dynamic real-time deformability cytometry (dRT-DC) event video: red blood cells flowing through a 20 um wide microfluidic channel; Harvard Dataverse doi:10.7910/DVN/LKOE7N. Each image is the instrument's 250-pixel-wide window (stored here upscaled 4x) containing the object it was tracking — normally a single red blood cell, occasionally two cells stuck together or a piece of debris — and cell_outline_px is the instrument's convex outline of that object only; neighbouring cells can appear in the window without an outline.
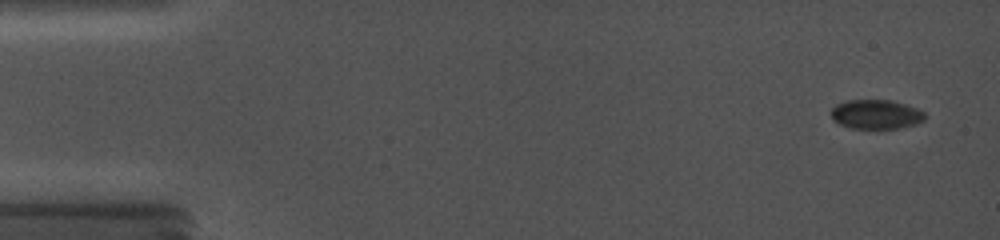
{"species": "common noctule bat (a hibernating species)", "species_latin": "Nyctalus noctula", "temperature_condition": "cold", "stored_images_in_passage": 55, "camera_frame_rate_fps": 5000, "um_per_image_px": 0.085, "animal": {"sex": "female", "body_mass_g": 19.0, "forearm_length_mm": 56.7}, "frame": {"image": 1, "passage_image": 3, "time_ms": 0.6, "image_size_px": [1000, 240], "cell_outline_px": [[924, 120], [916, 124], [896, 128], [852, 128], [840, 124], [832, 120], [832, 108], [836, 104], [848, 100], [892, 100], [916, 108], [924, 112]], "centroid_in_image_um": [74.45, 9.71], "position_along_channel_um": 10.6, "area_um2": 15.84}}
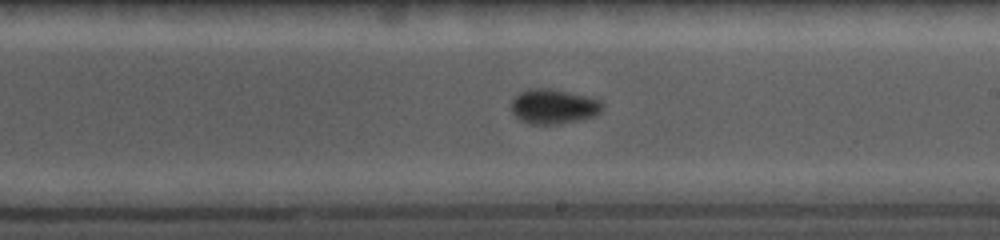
{"frame": {"image": 2, "passage_image": 32, "time_ms": 10.2, "image_size_px": [1000, 240], "cell_outline_px": [[604, 108], [596, 116], [560, 124], [528, 124], [520, 120], [512, 112], [512, 100], [520, 92], [532, 88], [548, 88], [584, 96], [600, 100], [604, 104]], "centroid_in_image_um": [47.06, 9.07], "position_along_channel_um": 241.9, "area_um2": 18.38}}
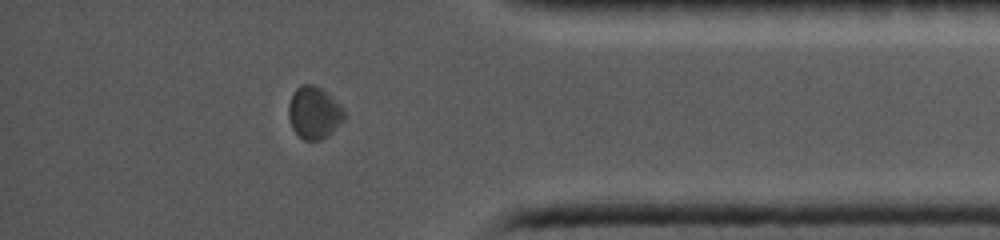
{"frame": {"image": 3, "passage_image": 49, "time_ms": 14.8, "image_size_px": [1000, 240], "cell_outline_px": [[344, 120], [328, 136], [320, 140], [304, 140], [292, 128], [288, 116], [288, 104], [296, 88], [300, 84], [312, 84], [328, 92], [344, 108]], "centroid_in_image_um": [26.7, 9.57], "position_along_channel_um": 408.5, "area_um2": 17.05}}